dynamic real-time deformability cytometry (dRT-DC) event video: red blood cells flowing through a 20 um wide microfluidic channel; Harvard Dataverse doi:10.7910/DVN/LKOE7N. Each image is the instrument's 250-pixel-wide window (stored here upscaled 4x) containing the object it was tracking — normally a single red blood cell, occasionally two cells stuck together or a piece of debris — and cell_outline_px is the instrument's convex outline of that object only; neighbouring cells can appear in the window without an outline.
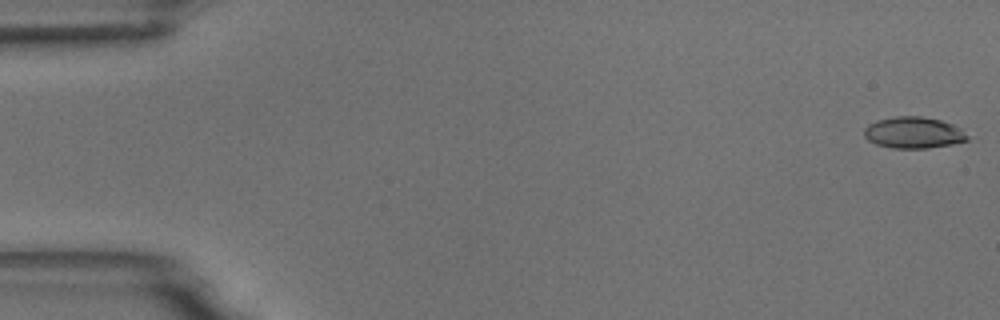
{"species": "common noctule bat (a hibernating species)", "species_latin": "Nyctalus noctula", "temperature_condition": "room temperature", "stored_images_in_passage": 54, "camera_frame_rate_fps": 3000, "um_per_image_px": 0.085, "animal": {"sex": "male", "body_mass_g": 18.8}, "frame": {"image": 1, "passage_image": 1, "time_ms": 0.0, "image_size_px": [1000, 320], "cell_outline_px": [[968, 140], [952, 144], [928, 148], [892, 148], [876, 144], [868, 140], [864, 136], [864, 128], [868, 124], [876, 120], [896, 116], [920, 116], [940, 120], [952, 124], [960, 128], [968, 136]], "centroid_in_image_um": [77.62, 11.27], "position_along_channel_um": 7.4, "area_um2": 18.9}}
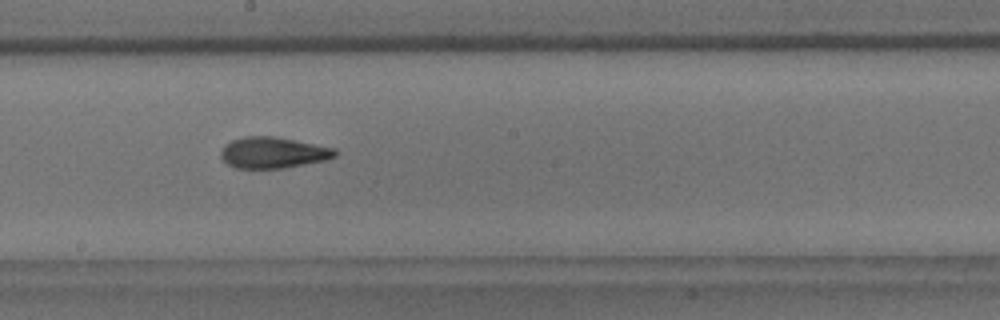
{"frame": {"image": 2, "passage_image": 30, "time_ms": 9.667, "image_size_px": [1000, 320], "cell_outline_px": [[336, 156], [324, 160], [284, 168], [236, 168], [228, 164], [220, 156], [220, 152], [232, 140], [244, 136], [276, 136], [336, 148]], "centroid_in_image_um": [23.23, 12.96], "position_along_channel_um": 225.0, "area_um2": 20.58}}
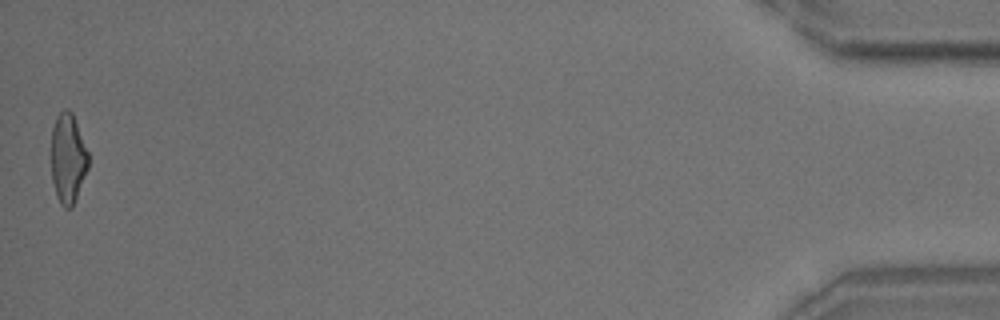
{"frame": {"image": 3, "passage_image": 54, "time_ms": 17.667, "image_size_px": [1000, 320], "cell_outline_px": [[88, 168], [72, 208], [64, 208], [60, 204], [56, 196], [52, 180], [52, 128], [56, 116], [64, 108], [68, 108], [72, 112], [88, 152]], "centroid_in_image_um": [5.77, 13.46], "position_along_channel_um": 429.4, "area_um2": 19.36}, "authors_computed_cell_mechanics": {"area_um2": 20.1433, "velocity_mm_per_s": 3.7386, "shape_relaxation_time_tau1_ms": 6.9135, "shape_relaxation_time_tau2_ms": 2.814, "deformation_change_tau1": 0.2244, "deformation_change_tau2": 0.1215}}